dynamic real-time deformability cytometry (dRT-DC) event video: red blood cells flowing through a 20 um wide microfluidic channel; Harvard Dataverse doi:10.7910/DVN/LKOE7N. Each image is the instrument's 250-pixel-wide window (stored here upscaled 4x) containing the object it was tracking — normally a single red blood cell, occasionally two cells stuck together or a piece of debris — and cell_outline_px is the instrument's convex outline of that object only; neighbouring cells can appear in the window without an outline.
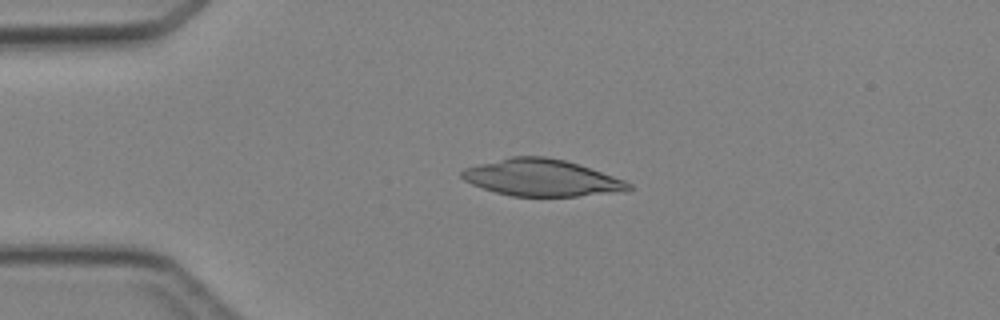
{"species": "Egyptian fruit bat (a non-hibernating species)", "species_latin": "Rousettus aegyptiacus", "temperature_condition": "cold", "stored_images_in_passage": 3, "camera_frame_rate_fps": 3000, "um_per_image_px": 0.085, "animal": {"sex": "female"}, "frame": {"image": 1, "passage_image": 3, "time_ms": 2.333, "image_size_px": [1000, 320], "cell_outline_px": [[632, 188], [628, 192], [576, 196], [512, 196], [496, 192], [472, 184], [464, 180], [460, 176], [460, 172], [464, 168], [512, 156], [544, 156], [564, 160], [624, 180], [632, 184]], "centroid_in_image_um": [46.06, 15.12], "position_along_channel_um": 38.9, "area_um2": 35.49}}